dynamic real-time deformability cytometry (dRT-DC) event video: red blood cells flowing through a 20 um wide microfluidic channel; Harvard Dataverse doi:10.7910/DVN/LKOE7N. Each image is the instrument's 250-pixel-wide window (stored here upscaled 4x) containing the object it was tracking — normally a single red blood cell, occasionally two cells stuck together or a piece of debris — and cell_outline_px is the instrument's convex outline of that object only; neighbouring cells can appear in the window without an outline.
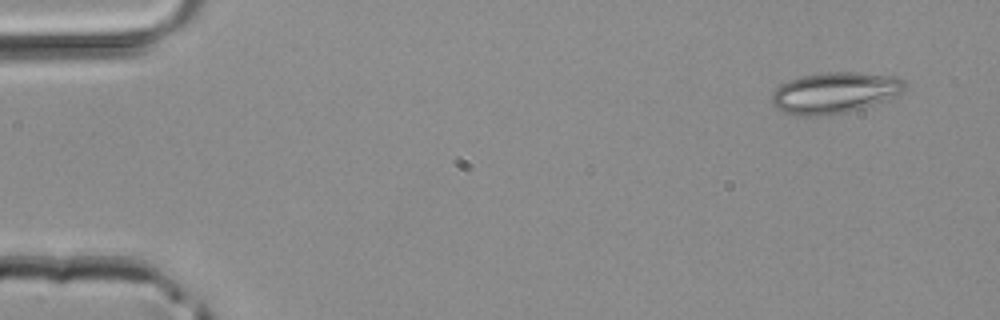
{"species": "common noctule bat (a hibernating species)", "species_latin": "Nyctalus noctula", "temperature_condition": "room temperature", "stored_images_in_passage": 4, "segment_of_instrument_passage": [1, 2], "camera_frame_rate_fps": 3000, "um_per_image_px": 0.085, "animal": {"sex": "male", "body_mass_g": 20.4}, "frame": {"image": 1, "passage_image": 1, "time_ms": 0.0, "image_size_px": [1000, 320], "cell_outline_px": [[908, 84], [904, 92], [864, 108], [848, 112], [820, 116], [796, 116], [784, 112], [776, 108], [772, 104], [772, 92], [780, 84], [804, 76], [828, 72], [856, 72], [900, 76]], "centroid_in_image_um": [70.99, 7.89], "position_along_channel_um": 14.0, "area_um2": 32.14}}